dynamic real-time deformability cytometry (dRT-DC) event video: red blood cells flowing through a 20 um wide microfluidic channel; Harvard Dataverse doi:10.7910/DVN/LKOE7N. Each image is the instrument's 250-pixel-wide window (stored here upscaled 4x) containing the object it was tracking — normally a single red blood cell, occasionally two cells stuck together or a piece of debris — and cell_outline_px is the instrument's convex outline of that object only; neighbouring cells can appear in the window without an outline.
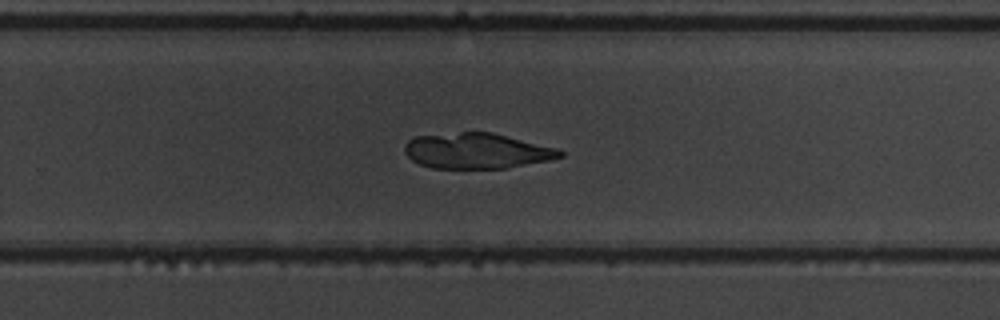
{"species": "common noctule bat (a hibernating species)", "species_latin": "Nyctalus noctula", "temperature_condition": "warm", "stored_images_in_passage": 54, "camera_frame_rate_fps": 3000, "um_per_image_px": 0.085, "animal": {"sex": "male", "body_mass_g": 19.5, "forearm_length_mm": 54.6}, "frame": {"image": 1, "passage_image": 36, "time_ms": 11.667, "image_size_px": [1000, 320], "cell_outline_px": [[564, 156], [548, 160], [508, 168], [432, 168], [420, 164], [412, 160], [404, 152], [404, 144], [408, 140], [416, 136], [460, 132], [492, 132], [556, 148], [564, 152]], "centroid_in_image_um": [40.5, 12.82], "position_along_channel_um": 289.3, "area_um2": 32.08}}